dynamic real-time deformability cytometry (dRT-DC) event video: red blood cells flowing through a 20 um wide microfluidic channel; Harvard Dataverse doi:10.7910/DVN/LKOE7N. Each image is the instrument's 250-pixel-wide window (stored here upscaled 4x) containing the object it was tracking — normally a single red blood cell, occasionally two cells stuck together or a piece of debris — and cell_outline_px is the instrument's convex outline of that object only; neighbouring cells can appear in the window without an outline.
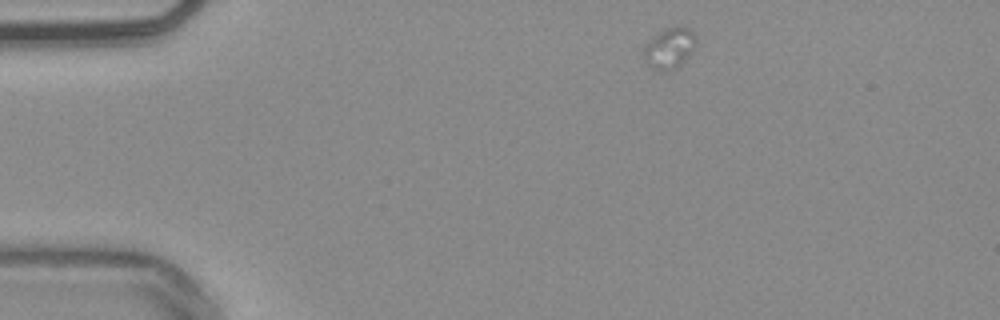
{"species": "common noctule bat (a hibernating species)", "species_latin": "Nyctalus noctula", "temperature_condition": "warm", "stored_images_in_passage": 11, "camera_frame_rate_fps": 3000, "um_per_image_px": 0.085, "animal": {"sex": "male", "body_mass_g": 20.4}, "frame": {"image": 1, "passage_image": 1, "time_ms": 0.0, "image_size_px": [1000, 320], "cell_outline_px": [[696, 44], [692, 52], [676, 68], [652, 68], [648, 64], [644, 56], [644, 44], [652, 36], [676, 24], [684, 24], [696, 36]], "centroid_in_image_um": [56.93, 4.0], "position_along_channel_um": 28.1, "area_um2": 12.25}}